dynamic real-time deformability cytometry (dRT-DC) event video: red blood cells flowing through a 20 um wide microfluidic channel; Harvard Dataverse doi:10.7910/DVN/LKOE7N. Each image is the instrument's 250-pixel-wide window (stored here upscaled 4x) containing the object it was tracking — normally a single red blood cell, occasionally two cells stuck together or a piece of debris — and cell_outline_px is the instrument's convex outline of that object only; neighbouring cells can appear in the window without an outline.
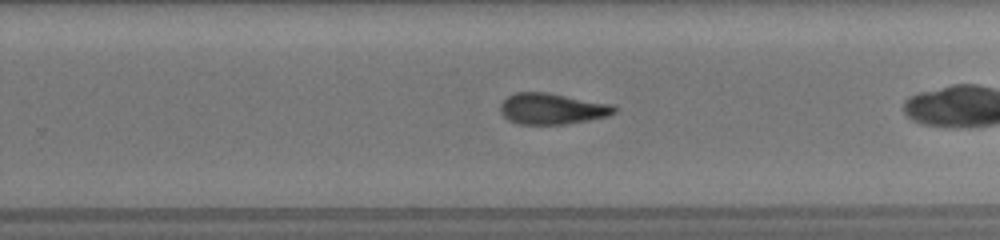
{"species": "common noctule bat (a hibernating species)", "species_latin": "Nyctalus noctula", "temperature_condition": "room temperature", "stored_images_in_passage": 37, "camera_frame_rate_fps": 3000, "um_per_image_px": 0.085, "animal": {"sex": "female", "body_mass_g": 19.5, "forearm_length_mm": 54.1}, "frame": {"image": 1, "passage_image": 26, "time_ms": 6.333, "image_size_px": [1000, 240], "cell_outline_px": [[616, 112], [608, 116], [588, 120], [564, 124], [520, 124], [508, 120], [500, 112], [500, 104], [508, 96], [516, 92], [548, 92], [612, 104], [616, 108]], "centroid_in_image_um": [46.92, 9.24], "position_along_channel_um": 282.9, "area_um2": 20.63}}